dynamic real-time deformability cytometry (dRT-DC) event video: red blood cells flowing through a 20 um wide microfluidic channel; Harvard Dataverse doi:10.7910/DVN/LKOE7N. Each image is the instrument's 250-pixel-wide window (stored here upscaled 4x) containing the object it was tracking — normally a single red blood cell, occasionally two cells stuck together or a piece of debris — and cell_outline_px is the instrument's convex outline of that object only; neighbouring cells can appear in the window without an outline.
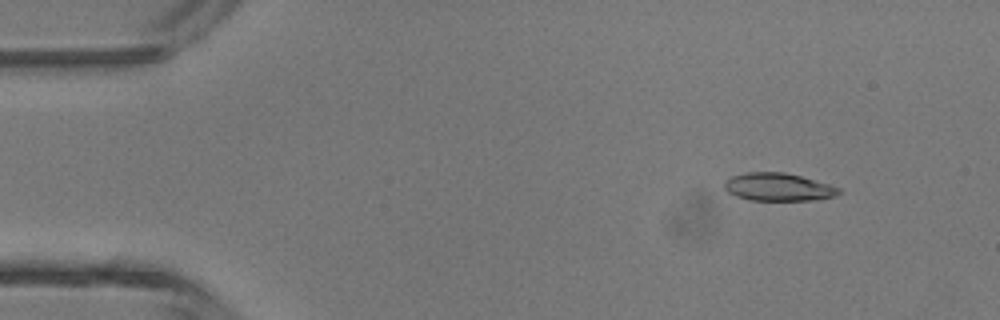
{"species": "common noctule bat (a hibernating species)", "species_latin": "Nyctalus noctula", "temperature_condition": "room temperature", "stored_images_in_passage": 5, "camera_frame_rate_fps": 3000, "um_per_image_px": 0.085, "animal": {"sex": "male", "body_mass_g": 13.3}, "frame": {"image": 1, "passage_image": 2, "time_ms": 0.333, "image_size_px": [1000, 320], "cell_outline_px": [[844, 192], [836, 196], [816, 200], [748, 200], [736, 196], [728, 192], [724, 188], [724, 180], [732, 176], [748, 172], [784, 172], [800, 176], [828, 184], [840, 188]], "centroid_in_image_um": [66.16, 15.9], "position_along_channel_um": 18.8, "area_um2": 18.67}}
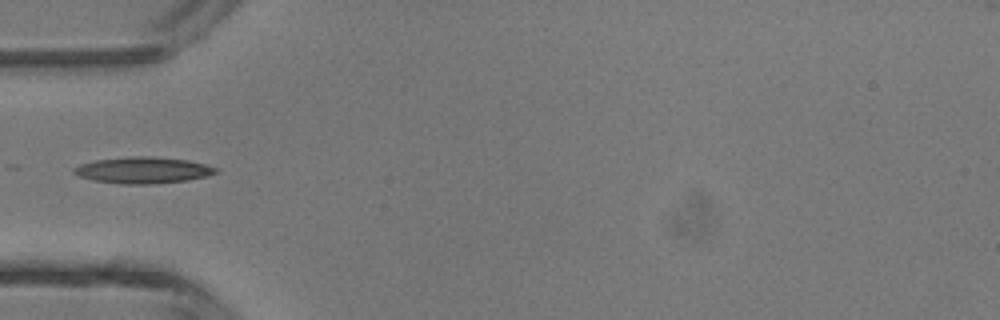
{"frame": {"image": 2, "passage_image": 4, "time_ms": 1.0, "image_size_px": [1000, 320], "cell_outline_px": [[220, 172], [188, 180], [152, 184], [120, 184], [92, 180], [80, 176], [72, 172], [72, 168], [80, 164], [96, 160], [132, 156], [148, 156], [188, 160], [204, 164], [216, 168]], "centroid_in_image_um": [12.12, 14.47], "position_along_channel_um": 72.9, "area_um2": 21.73}}
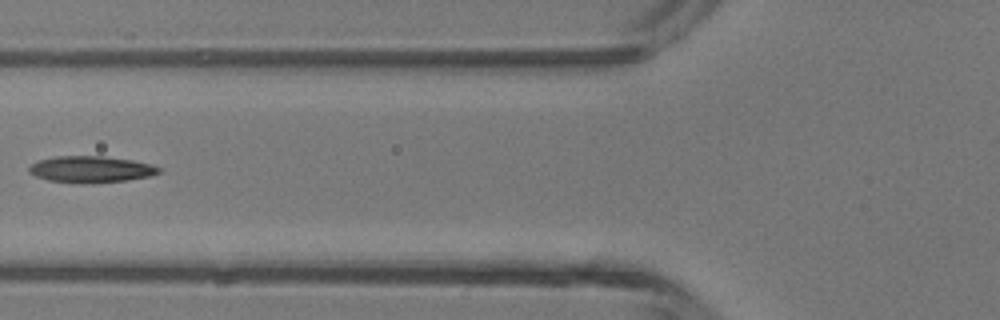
{"frame": {"image": 3, "passage_image": 5, "time_ms": 1.333, "image_size_px": [1000, 320], "cell_outline_px": [[160, 172], [148, 176], [124, 180], [92, 184], [80, 184], [48, 180], [36, 176], [28, 172], [28, 168], [36, 160], [56, 156], [104, 156], [132, 160], [152, 164], [160, 168]], "centroid_in_image_um": [7.68, 14.39], "position_along_channel_um": 118.1, "area_um2": 20.17}}